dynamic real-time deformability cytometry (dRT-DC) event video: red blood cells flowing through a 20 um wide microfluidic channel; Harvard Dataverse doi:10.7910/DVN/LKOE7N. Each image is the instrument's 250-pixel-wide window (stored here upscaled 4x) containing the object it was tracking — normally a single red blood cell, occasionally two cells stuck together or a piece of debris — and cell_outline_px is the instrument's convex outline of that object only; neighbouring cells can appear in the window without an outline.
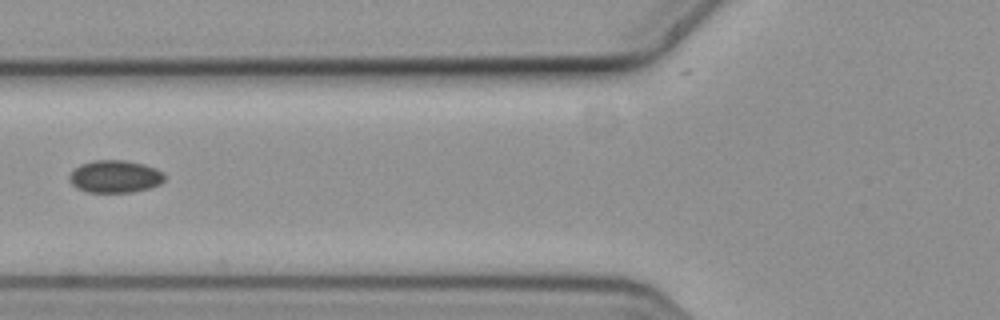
{"species": "common noctule bat (a hibernating species)", "species_latin": "Nyctalus noctula", "temperature_condition": "cold", "stored_images_in_passage": 2, "camera_frame_rate_fps": 3000, "um_per_image_px": 0.085, "animal": {"sex": "female", "body_mass_g": 19.3, "forearm_length_mm": 54.1}, "frame": {"image": 1, "passage_image": 2, "time_ms": 0.333, "image_size_px": [1000, 320], "cell_outline_px": [[164, 180], [160, 184], [148, 188], [132, 192], [88, 192], [76, 188], [68, 180], [68, 176], [80, 164], [92, 160], [124, 160], [144, 164], [156, 168], [164, 172]], "centroid_in_image_um": [9.77, 15.0], "position_along_channel_um": 116.0, "area_um2": 18.09}}